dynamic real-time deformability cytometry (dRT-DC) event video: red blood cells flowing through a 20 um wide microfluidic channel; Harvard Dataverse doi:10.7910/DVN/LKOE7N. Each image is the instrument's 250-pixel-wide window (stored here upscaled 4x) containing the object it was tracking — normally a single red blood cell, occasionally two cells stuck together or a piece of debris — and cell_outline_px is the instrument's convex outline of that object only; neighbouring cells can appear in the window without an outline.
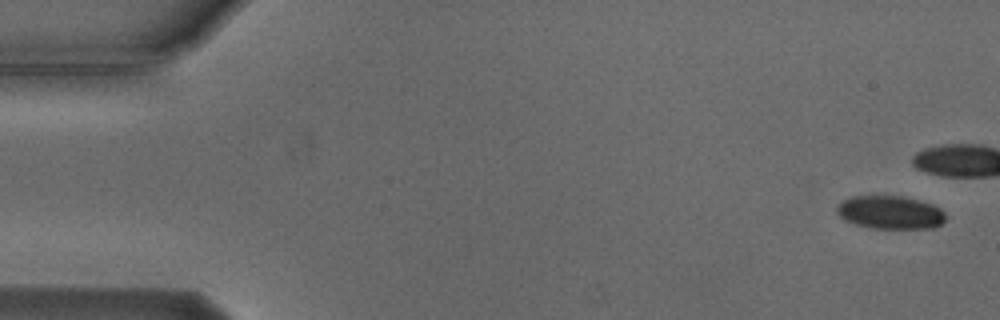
{"species": "Egyptian fruit bat (a non-hibernating species)", "species_latin": "Rousettus aegyptiacus", "temperature_condition": "cold", "stored_images_in_passage": 7, "camera_frame_rate_fps": 3000, "um_per_image_px": 0.085, "animal": {"sex": "male"}, "frame": {"image": 1, "passage_image": 1, "time_ms": 0.0, "image_size_px": [1000, 320], "cell_outline_px": [[944, 220], [940, 224], [932, 228], [872, 228], [856, 224], [844, 220], [836, 212], [836, 208], [844, 200], [852, 196], [904, 196], [932, 204], [940, 208], [944, 212]], "centroid_in_image_um": [75.66, 18.05], "position_along_channel_um": 9.3, "area_um2": 20.87}}
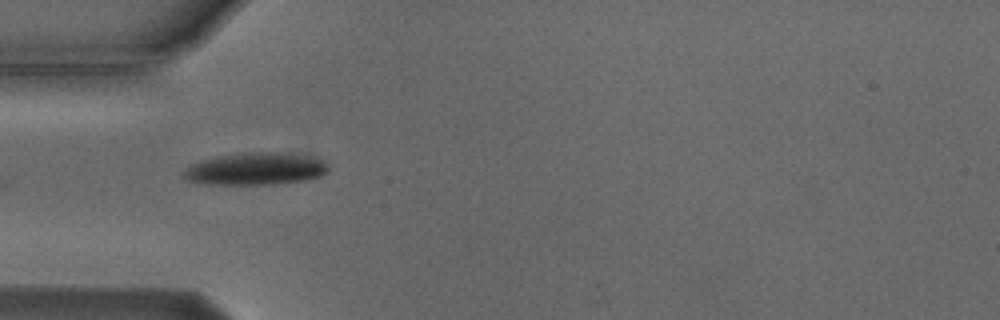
{"frame": {"image": 2, "passage_image": 6, "time_ms": 6.0, "image_size_px": [1000, 320], "cell_outline_px": [[328, 172], [320, 176], [304, 180], [276, 184], [208, 184], [188, 180], [184, 176], [184, 168], [200, 160], [216, 156], [240, 152], [280, 152], [304, 156], [324, 160], [328, 164]], "centroid_in_image_um": [21.71, 14.34], "position_along_channel_um": 63.3, "area_um2": 27.22}}